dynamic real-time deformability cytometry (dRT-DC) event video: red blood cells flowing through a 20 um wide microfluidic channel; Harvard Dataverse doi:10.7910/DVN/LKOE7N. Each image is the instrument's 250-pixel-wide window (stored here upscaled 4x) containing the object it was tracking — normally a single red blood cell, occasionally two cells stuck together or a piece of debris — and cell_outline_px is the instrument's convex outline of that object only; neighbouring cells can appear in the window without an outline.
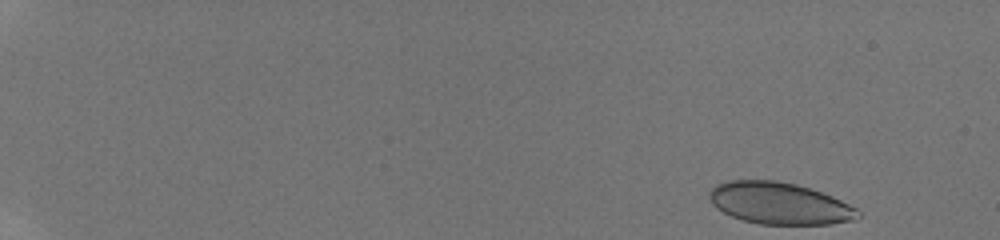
{"species": "human", "species_latin": "Homo sapiens", "temperature_condition": "room temperature", "stored_images_in_passage": 74, "camera_frame_rate_fps": 3000, "um_per_image_px": 0.085, "donor": {"sex": "male"}, "frame": {"image": 1, "passage_image": 1, "time_ms": 0.0, "image_size_px": [1000, 240], "cell_outline_px": [[860, 216], [852, 220], [832, 224], [760, 224], [744, 220], [732, 216], [716, 208], [712, 204], [708, 196], [708, 192], [716, 184], [728, 180], [776, 180], [796, 184], [832, 196], [856, 208], [860, 212]], "centroid_in_image_um": [66.22, 17.28], "position_along_channel_um": 18.8, "area_um2": 36.13}}
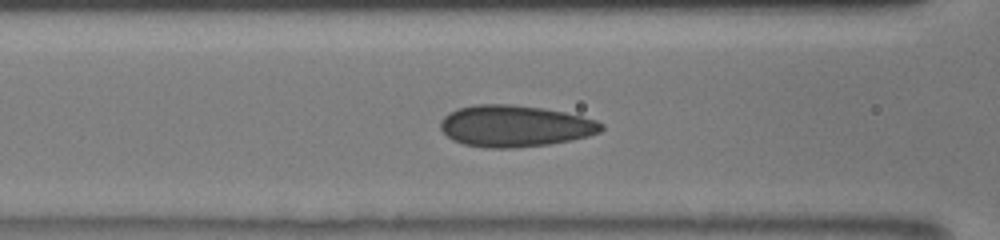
{"frame": {"image": 2, "passage_image": 46, "time_ms": 7.0, "image_size_px": [1000, 240], "cell_outline_px": [[604, 128], [600, 132], [588, 136], [572, 140], [548, 144], [512, 148], [484, 148], [464, 144], [452, 140], [440, 128], [440, 120], [448, 112], [460, 108], [476, 104], [512, 104], [544, 108], [564, 112], [596, 120], [604, 124]], "centroid_in_image_um": [43.76, 10.71], "position_along_channel_um": 122.8, "area_um2": 39.07}}
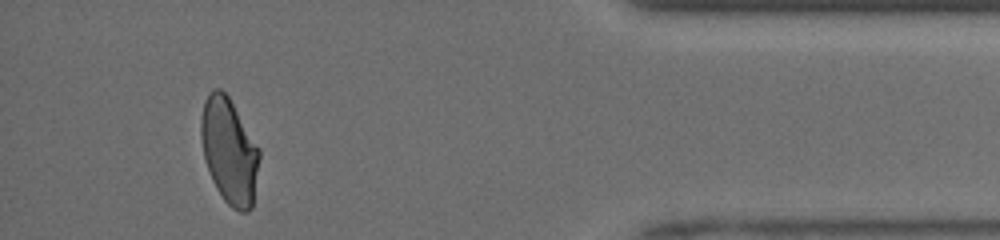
{"frame": {"image": 3, "passage_image": 74, "time_ms": 15.0, "image_size_px": [1000, 240], "cell_outline_px": [[260, 156], [252, 208], [248, 212], [240, 212], [232, 208], [224, 200], [216, 188], [212, 180], [204, 156], [200, 136], [200, 120], [204, 100], [208, 92], [212, 88], [220, 88], [228, 96], [260, 148]], "centroid_in_image_um": [19.48, 12.82], "position_along_channel_um": 415.7, "area_um2": 36.07}, "authors_computed_cell_mechanics": {"area_um2": 37.281, "velocity_mm_per_s": 4.1142, "shape_relaxation_time_tau1_ms": null, "shape_relaxation_time_tau2_ms": 0.7443, "deformation_change_tau1": null, "deformation_change_tau2": 0.0524}}